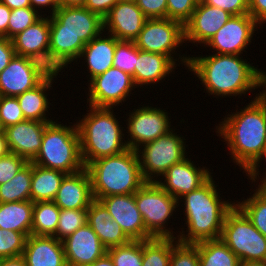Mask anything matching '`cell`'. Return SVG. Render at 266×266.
Masks as SVG:
<instances>
[{"label": "cell", "mask_w": 266, "mask_h": 266, "mask_svg": "<svg viewBox=\"0 0 266 266\" xmlns=\"http://www.w3.org/2000/svg\"><path fill=\"white\" fill-rule=\"evenodd\" d=\"M34 203L31 200L0 203V228L31 234Z\"/></svg>", "instance_id": "29"}, {"label": "cell", "mask_w": 266, "mask_h": 266, "mask_svg": "<svg viewBox=\"0 0 266 266\" xmlns=\"http://www.w3.org/2000/svg\"><path fill=\"white\" fill-rule=\"evenodd\" d=\"M99 201L131 240L146 241L153 238L145 229L142 215L135 201V193L106 196Z\"/></svg>", "instance_id": "16"}, {"label": "cell", "mask_w": 266, "mask_h": 266, "mask_svg": "<svg viewBox=\"0 0 266 266\" xmlns=\"http://www.w3.org/2000/svg\"><path fill=\"white\" fill-rule=\"evenodd\" d=\"M170 266H199L198 247L172 238Z\"/></svg>", "instance_id": "41"}, {"label": "cell", "mask_w": 266, "mask_h": 266, "mask_svg": "<svg viewBox=\"0 0 266 266\" xmlns=\"http://www.w3.org/2000/svg\"><path fill=\"white\" fill-rule=\"evenodd\" d=\"M87 223V209H60L59 222L54 237L64 240Z\"/></svg>", "instance_id": "38"}, {"label": "cell", "mask_w": 266, "mask_h": 266, "mask_svg": "<svg viewBox=\"0 0 266 266\" xmlns=\"http://www.w3.org/2000/svg\"><path fill=\"white\" fill-rule=\"evenodd\" d=\"M50 19L43 15L34 24L12 38L16 55L24 56L49 48Z\"/></svg>", "instance_id": "28"}, {"label": "cell", "mask_w": 266, "mask_h": 266, "mask_svg": "<svg viewBox=\"0 0 266 266\" xmlns=\"http://www.w3.org/2000/svg\"><path fill=\"white\" fill-rule=\"evenodd\" d=\"M11 9L0 2V37L7 38L8 23Z\"/></svg>", "instance_id": "53"}, {"label": "cell", "mask_w": 266, "mask_h": 266, "mask_svg": "<svg viewBox=\"0 0 266 266\" xmlns=\"http://www.w3.org/2000/svg\"><path fill=\"white\" fill-rule=\"evenodd\" d=\"M32 162H28L8 182L0 185V203L31 200Z\"/></svg>", "instance_id": "34"}, {"label": "cell", "mask_w": 266, "mask_h": 266, "mask_svg": "<svg viewBox=\"0 0 266 266\" xmlns=\"http://www.w3.org/2000/svg\"><path fill=\"white\" fill-rule=\"evenodd\" d=\"M194 56L189 57L187 70L201 81L204 93L213 95V98L238 96V99L255 89L266 90V71L253 66L254 63L242 55L212 53Z\"/></svg>", "instance_id": "1"}, {"label": "cell", "mask_w": 266, "mask_h": 266, "mask_svg": "<svg viewBox=\"0 0 266 266\" xmlns=\"http://www.w3.org/2000/svg\"><path fill=\"white\" fill-rule=\"evenodd\" d=\"M9 148L7 145L6 137L4 131L0 132V157L8 154Z\"/></svg>", "instance_id": "58"}, {"label": "cell", "mask_w": 266, "mask_h": 266, "mask_svg": "<svg viewBox=\"0 0 266 266\" xmlns=\"http://www.w3.org/2000/svg\"><path fill=\"white\" fill-rule=\"evenodd\" d=\"M260 25L250 14L232 15L231 18L203 46L214 54L242 55L257 36Z\"/></svg>", "instance_id": "14"}, {"label": "cell", "mask_w": 266, "mask_h": 266, "mask_svg": "<svg viewBox=\"0 0 266 266\" xmlns=\"http://www.w3.org/2000/svg\"><path fill=\"white\" fill-rule=\"evenodd\" d=\"M87 266H114V263L108 253L97 259L94 263Z\"/></svg>", "instance_id": "57"}, {"label": "cell", "mask_w": 266, "mask_h": 266, "mask_svg": "<svg viewBox=\"0 0 266 266\" xmlns=\"http://www.w3.org/2000/svg\"><path fill=\"white\" fill-rule=\"evenodd\" d=\"M49 123L24 120L4 128L9 151L32 162L41 148L44 130Z\"/></svg>", "instance_id": "20"}, {"label": "cell", "mask_w": 266, "mask_h": 266, "mask_svg": "<svg viewBox=\"0 0 266 266\" xmlns=\"http://www.w3.org/2000/svg\"><path fill=\"white\" fill-rule=\"evenodd\" d=\"M213 175L198 189L184 194L178 199V210L185 217L182 231H176L177 240L181 243L196 244L205 240L220 239L225 216L235 205V200H223L215 185ZM231 200V201H229ZM183 203V204H181ZM181 204V207H180ZM183 207V208H182ZM186 229V230H185Z\"/></svg>", "instance_id": "3"}, {"label": "cell", "mask_w": 266, "mask_h": 266, "mask_svg": "<svg viewBox=\"0 0 266 266\" xmlns=\"http://www.w3.org/2000/svg\"><path fill=\"white\" fill-rule=\"evenodd\" d=\"M253 99V100H252ZM250 103L229 113L215 126L216 135L228 148L232 163L243 172L266 146V90L256 93Z\"/></svg>", "instance_id": "2"}, {"label": "cell", "mask_w": 266, "mask_h": 266, "mask_svg": "<svg viewBox=\"0 0 266 266\" xmlns=\"http://www.w3.org/2000/svg\"><path fill=\"white\" fill-rule=\"evenodd\" d=\"M26 238L21 232L0 228V259L22 256Z\"/></svg>", "instance_id": "40"}, {"label": "cell", "mask_w": 266, "mask_h": 266, "mask_svg": "<svg viewBox=\"0 0 266 266\" xmlns=\"http://www.w3.org/2000/svg\"><path fill=\"white\" fill-rule=\"evenodd\" d=\"M0 266H27L23 256L0 259Z\"/></svg>", "instance_id": "54"}, {"label": "cell", "mask_w": 266, "mask_h": 266, "mask_svg": "<svg viewBox=\"0 0 266 266\" xmlns=\"http://www.w3.org/2000/svg\"><path fill=\"white\" fill-rule=\"evenodd\" d=\"M199 252V266H239L240 260L221 240H205L195 244Z\"/></svg>", "instance_id": "32"}, {"label": "cell", "mask_w": 266, "mask_h": 266, "mask_svg": "<svg viewBox=\"0 0 266 266\" xmlns=\"http://www.w3.org/2000/svg\"><path fill=\"white\" fill-rule=\"evenodd\" d=\"M239 266H266V261H241Z\"/></svg>", "instance_id": "59"}, {"label": "cell", "mask_w": 266, "mask_h": 266, "mask_svg": "<svg viewBox=\"0 0 266 266\" xmlns=\"http://www.w3.org/2000/svg\"><path fill=\"white\" fill-rule=\"evenodd\" d=\"M145 105L138 104L137 109L129 110L130 112L125 114L127 119L123 120L127 121L125 128L128 129L126 131L128 134L127 140L125 141L128 148L135 151L144 144L167 134L174 128V126H171L170 121L172 117L171 115L168 116L170 113L166 112L165 109L151 106V104L149 106V103L147 106Z\"/></svg>", "instance_id": "12"}, {"label": "cell", "mask_w": 266, "mask_h": 266, "mask_svg": "<svg viewBox=\"0 0 266 266\" xmlns=\"http://www.w3.org/2000/svg\"><path fill=\"white\" fill-rule=\"evenodd\" d=\"M202 3L221 8L231 15H244L249 11V0H200Z\"/></svg>", "instance_id": "47"}, {"label": "cell", "mask_w": 266, "mask_h": 266, "mask_svg": "<svg viewBox=\"0 0 266 266\" xmlns=\"http://www.w3.org/2000/svg\"><path fill=\"white\" fill-rule=\"evenodd\" d=\"M28 162L15 153L0 157V185L10 181Z\"/></svg>", "instance_id": "45"}, {"label": "cell", "mask_w": 266, "mask_h": 266, "mask_svg": "<svg viewBox=\"0 0 266 266\" xmlns=\"http://www.w3.org/2000/svg\"><path fill=\"white\" fill-rule=\"evenodd\" d=\"M86 0H57V5L61 7H84Z\"/></svg>", "instance_id": "56"}, {"label": "cell", "mask_w": 266, "mask_h": 266, "mask_svg": "<svg viewBox=\"0 0 266 266\" xmlns=\"http://www.w3.org/2000/svg\"><path fill=\"white\" fill-rule=\"evenodd\" d=\"M22 256L27 266H67L63 242L54 236L30 234Z\"/></svg>", "instance_id": "24"}, {"label": "cell", "mask_w": 266, "mask_h": 266, "mask_svg": "<svg viewBox=\"0 0 266 266\" xmlns=\"http://www.w3.org/2000/svg\"><path fill=\"white\" fill-rule=\"evenodd\" d=\"M94 200L91 179L84 168L64 176L53 202L60 209H88Z\"/></svg>", "instance_id": "22"}, {"label": "cell", "mask_w": 266, "mask_h": 266, "mask_svg": "<svg viewBox=\"0 0 266 266\" xmlns=\"http://www.w3.org/2000/svg\"><path fill=\"white\" fill-rule=\"evenodd\" d=\"M250 190L252 193L254 192L253 195L250 192L251 195L247 196V199L242 197L243 199L236 200L235 204L250 219L254 227L266 237V194L258 188Z\"/></svg>", "instance_id": "35"}, {"label": "cell", "mask_w": 266, "mask_h": 266, "mask_svg": "<svg viewBox=\"0 0 266 266\" xmlns=\"http://www.w3.org/2000/svg\"><path fill=\"white\" fill-rule=\"evenodd\" d=\"M147 19L166 18L167 0H135Z\"/></svg>", "instance_id": "46"}, {"label": "cell", "mask_w": 266, "mask_h": 266, "mask_svg": "<svg viewBox=\"0 0 266 266\" xmlns=\"http://www.w3.org/2000/svg\"><path fill=\"white\" fill-rule=\"evenodd\" d=\"M195 163L187 157L173 164L156 182L178 200L184 194L198 189L213 174L214 170L202 165L197 167Z\"/></svg>", "instance_id": "15"}, {"label": "cell", "mask_w": 266, "mask_h": 266, "mask_svg": "<svg viewBox=\"0 0 266 266\" xmlns=\"http://www.w3.org/2000/svg\"><path fill=\"white\" fill-rule=\"evenodd\" d=\"M220 239L240 261H266V237L236 204L225 216Z\"/></svg>", "instance_id": "9"}, {"label": "cell", "mask_w": 266, "mask_h": 266, "mask_svg": "<svg viewBox=\"0 0 266 266\" xmlns=\"http://www.w3.org/2000/svg\"><path fill=\"white\" fill-rule=\"evenodd\" d=\"M83 118L76 117L80 137V151L84 166L103 157H109L128 149L125 126L114 108L88 105ZM89 112V113H88ZM117 117V118H116ZM124 128V129H123Z\"/></svg>", "instance_id": "5"}, {"label": "cell", "mask_w": 266, "mask_h": 266, "mask_svg": "<svg viewBox=\"0 0 266 266\" xmlns=\"http://www.w3.org/2000/svg\"><path fill=\"white\" fill-rule=\"evenodd\" d=\"M133 42L139 50L166 55L178 67L180 64L185 69L188 67L190 55L177 53L180 46L185 44L184 26L178 21L169 18L147 19Z\"/></svg>", "instance_id": "11"}, {"label": "cell", "mask_w": 266, "mask_h": 266, "mask_svg": "<svg viewBox=\"0 0 266 266\" xmlns=\"http://www.w3.org/2000/svg\"><path fill=\"white\" fill-rule=\"evenodd\" d=\"M147 18L135 1L119 0L103 19V29L119 41H134Z\"/></svg>", "instance_id": "17"}, {"label": "cell", "mask_w": 266, "mask_h": 266, "mask_svg": "<svg viewBox=\"0 0 266 266\" xmlns=\"http://www.w3.org/2000/svg\"><path fill=\"white\" fill-rule=\"evenodd\" d=\"M117 41L116 37L103 30L98 36L85 44L77 61L84 60V62H81L84 63L82 66L86 63L85 67L88 69L86 70L88 72L86 77L89 78L87 83L113 66Z\"/></svg>", "instance_id": "23"}, {"label": "cell", "mask_w": 266, "mask_h": 266, "mask_svg": "<svg viewBox=\"0 0 266 266\" xmlns=\"http://www.w3.org/2000/svg\"><path fill=\"white\" fill-rule=\"evenodd\" d=\"M53 82L41 81L33 89L27 90L21 95L17 96L19 106L25 117V120L53 122L51 116L48 114L54 104H51L49 99V91L53 90ZM50 100V101H49ZM50 105L52 106L50 108ZM50 116V118L48 116Z\"/></svg>", "instance_id": "27"}, {"label": "cell", "mask_w": 266, "mask_h": 266, "mask_svg": "<svg viewBox=\"0 0 266 266\" xmlns=\"http://www.w3.org/2000/svg\"><path fill=\"white\" fill-rule=\"evenodd\" d=\"M0 2L8 6L11 10L31 7L30 0H0Z\"/></svg>", "instance_id": "55"}, {"label": "cell", "mask_w": 266, "mask_h": 266, "mask_svg": "<svg viewBox=\"0 0 266 266\" xmlns=\"http://www.w3.org/2000/svg\"><path fill=\"white\" fill-rule=\"evenodd\" d=\"M231 14L221 8L201 1L184 25V42L202 47L231 18ZM196 43V44H195Z\"/></svg>", "instance_id": "18"}, {"label": "cell", "mask_w": 266, "mask_h": 266, "mask_svg": "<svg viewBox=\"0 0 266 266\" xmlns=\"http://www.w3.org/2000/svg\"><path fill=\"white\" fill-rule=\"evenodd\" d=\"M87 223L106 249L124 245L131 241L121 226L111 218L108 210L99 200H94L89 205Z\"/></svg>", "instance_id": "26"}, {"label": "cell", "mask_w": 266, "mask_h": 266, "mask_svg": "<svg viewBox=\"0 0 266 266\" xmlns=\"http://www.w3.org/2000/svg\"><path fill=\"white\" fill-rule=\"evenodd\" d=\"M177 65L166 55L139 50L136 47V64L131 75L136 88L164 82L171 74H175ZM145 86V87H144Z\"/></svg>", "instance_id": "21"}, {"label": "cell", "mask_w": 266, "mask_h": 266, "mask_svg": "<svg viewBox=\"0 0 266 266\" xmlns=\"http://www.w3.org/2000/svg\"><path fill=\"white\" fill-rule=\"evenodd\" d=\"M25 120L17 97L0 95V125L2 129Z\"/></svg>", "instance_id": "43"}, {"label": "cell", "mask_w": 266, "mask_h": 266, "mask_svg": "<svg viewBox=\"0 0 266 266\" xmlns=\"http://www.w3.org/2000/svg\"><path fill=\"white\" fill-rule=\"evenodd\" d=\"M49 19V48L67 67L80 64L77 59L85 44L104 30L103 19L86 7L58 6Z\"/></svg>", "instance_id": "4"}, {"label": "cell", "mask_w": 266, "mask_h": 266, "mask_svg": "<svg viewBox=\"0 0 266 266\" xmlns=\"http://www.w3.org/2000/svg\"><path fill=\"white\" fill-rule=\"evenodd\" d=\"M67 266H87L107 253L88 223L62 240Z\"/></svg>", "instance_id": "19"}, {"label": "cell", "mask_w": 266, "mask_h": 266, "mask_svg": "<svg viewBox=\"0 0 266 266\" xmlns=\"http://www.w3.org/2000/svg\"><path fill=\"white\" fill-rule=\"evenodd\" d=\"M114 266H142V240H131L129 243L107 249Z\"/></svg>", "instance_id": "37"}, {"label": "cell", "mask_w": 266, "mask_h": 266, "mask_svg": "<svg viewBox=\"0 0 266 266\" xmlns=\"http://www.w3.org/2000/svg\"><path fill=\"white\" fill-rule=\"evenodd\" d=\"M175 127L156 140L138 148L142 177L145 181H157L173 164L188 156L186 139ZM178 133V134H177Z\"/></svg>", "instance_id": "10"}, {"label": "cell", "mask_w": 266, "mask_h": 266, "mask_svg": "<svg viewBox=\"0 0 266 266\" xmlns=\"http://www.w3.org/2000/svg\"><path fill=\"white\" fill-rule=\"evenodd\" d=\"M32 71L42 80L55 82L58 74L68 70V67L51 48H44L26 56ZM61 72V73H60Z\"/></svg>", "instance_id": "31"}, {"label": "cell", "mask_w": 266, "mask_h": 266, "mask_svg": "<svg viewBox=\"0 0 266 266\" xmlns=\"http://www.w3.org/2000/svg\"><path fill=\"white\" fill-rule=\"evenodd\" d=\"M16 55L12 39L0 37V72H2Z\"/></svg>", "instance_id": "49"}, {"label": "cell", "mask_w": 266, "mask_h": 266, "mask_svg": "<svg viewBox=\"0 0 266 266\" xmlns=\"http://www.w3.org/2000/svg\"><path fill=\"white\" fill-rule=\"evenodd\" d=\"M41 81L28 65L26 57L15 55L8 66L0 72V95L17 97L33 89Z\"/></svg>", "instance_id": "25"}, {"label": "cell", "mask_w": 266, "mask_h": 266, "mask_svg": "<svg viewBox=\"0 0 266 266\" xmlns=\"http://www.w3.org/2000/svg\"><path fill=\"white\" fill-rule=\"evenodd\" d=\"M66 173L32 163L31 201H53Z\"/></svg>", "instance_id": "30"}, {"label": "cell", "mask_w": 266, "mask_h": 266, "mask_svg": "<svg viewBox=\"0 0 266 266\" xmlns=\"http://www.w3.org/2000/svg\"><path fill=\"white\" fill-rule=\"evenodd\" d=\"M71 123V124H70ZM64 125L58 119L44 130L41 148L32 161L44 168L72 174L85 168L80 151V137L75 121Z\"/></svg>", "instance_id": "7"}, {"label": "cell", "mask_w": 266, "mask_h": 266, "mask_svg": "<svg viewBox=\"0 0 266 266\" xmlns=\"http://www.w3.org/2000/svg\"><path fill=\"white\" fill-rule=\"evenodd\" d=\"M248 14L260 25L266 23V0H249Z\"/></svg>", "instance_id": "51"}, {"label": "cell", "mask_w": 266, "mask_h": 266, "mask_svg": "<svg viewBox=\"0 0 266 266\" xmlns=\"http://www.w3.org/2000/svg\"><path fill=\"white\" fill-rule=\"evenodd\" d=\"M43 15L32 7H24L11 10L7 38L12 39L18 33L38 21Z\"/></svg>", "instance_id": "39"}, {"label": "cell", "mask_w": 266, "mask_h": 266, "mask_svg": "<svg viewBox=\"0 0 266 266\" xmlns=\"http://www.w3.org/2000/svg\"><path fill=\"white\" fill-rule=\"evenodd\" d=\"M30 2L31 7L37 10L41 15H47L46 13L48 12V10V16L53 15L56 9L58 8L57 0H30Z\"/></svg>", "instance_id": "52"}, {"label": "cell", "mask_w": 266, "mask_h": 266, "mask_svg": "<svg viewBox=\"0 0 266 266\" xmlns=\"http://www.w3.org/2000/svg\"><path fill=\"white\" fill-rule=\"evenodd\" d=\"M86 88L87 103L94 107L119 108L136 90L132 76L114 66L96 76Z\"/></svg>", "instance_id": "13"}, {"label": "cell", "mask_w": 266, "mask_h": 266, "mask_svg": "<svg viewBox=\"0 0 266 266\" xmlns=\"http://www.w3.org/2000/svg\"><path fill=\"white\" fill-rule=\"evenodd\" d=\"M142 266H170L172 238L142 241Z\"/></svg>", "instance_id": "36"}, {"label": "cell", "mask_w": 266, "mask_h": 266, "mask_svg": "<svg viewBox=\"0 0 266 266\" xmlns=\"http://www.w3.org/2000/svg\"><path fill=\"white\" fill-rule=\"evenodd\" d=\"M136 64V46L132 41H117L113 57V66L129 73H134Z\"/></svg>", "instance_id": "42"}, {"label": "cell", "mask_w": 266, "mask_h": 266, "mask_svg": "<svg viewBox=\"0 0 266 266\" xmlns=\"http://www.w3.org/2000/svg\"><path fill=\"white\" fill-rule=\"evenodd\" d=\"M60 208L53 201L34 202L31 234L54 236L59 222Z\"/></svg>", "instance_id": "33"}, {"label": "cell", "mask_w": 266, "mask_h": 266, "mask_svg": "<svg viewBox=\"0 0 266 266\" xmlns=\"http://www.w3.org/2000/svg\"><path fill=\"white\" fill-rule=\"evenodd\" d=\"M255 187L266 194V176L258 183V185H255Z\"/></svg>", "instance_id": "60"}, {"label": "cell", "mask_w": 266, "mask_h": 266, "mask_svg": "<svg viewBox=\"0 0 266 266\" xmlns=\"http://www.w3.org/2000/svg\"><path fill=\"white\" fill-rule=\"evenodd\" d=\"M118 1L119 0H86L84 7L104 19Z\"/></svg>", "instance_id": "50"}, {"label": "cell", "mask_w": 266, "mask_h": 266, "mask_svg": "<svg viewBox=\"0 0 266 266\" xmlns=\"http://www.w3.org/2000/svg\"><path fill=\"white\" fill-rule=\"evenodd\" d=\"M91 179L95 200L112 195L135 193L146 181L143 179L137 151L99 158L85 166Z\"/></svg>", "instance_id": "6"}, {"label": "cell", "mask_w": 266, "mask_h": 266, "mask_svg": "<svg viewBox=\"0 0 266 266\" xmlns=\"http://www.w3.org/2000/svg\"><path fill=\"white\" fill-rule=\"evenodd\" d=\"M264 160V163L266 162V146L263 149V151L261 152V154L256 158V160L242 173H245L246 176L248 177L247 179L250 181H248L249 183L253 184L251 185L252 187H255V183L256 185L258 184L259 180L261 181L265 176H266V171L263 172L261 175L260 172H262V170L264 171V169L266 170V168L264 167V169H261L260 165H262L261 163H263L262 161ZM260 168V169H259ZM261 170V171H260ZM260 174V176H259Z\"/></svg>", "instance_id": "48"}, {"label": "cell", "mask_w": 266, "mask_h": 266, "mask_svg": "<svg viewBox=\"0 0 266 266\" xmlns=\"http://www.w3.org/2000/svg\"><path fill=\"white\" fill-rule=\"evenodd\" d=\"M199 2L200 0H167L166 18L178 21L184 26Z\"/></svg>", "instance_id": "44"}, {"label": "cell", "mask_w": 266, "mask_h": 266, "mask_svg": "<svg viewBox=\"0 0 266 266\" xmlns=\"http://www.w3.org/2000/svg\"><path fill=\"white\" fill-rule=\"evenodd\" d=\"M135 201L142 215L146 231L153 238H174V228L168 223L178 210V200L165 191L157 182L146 181L136 192Z\"/></svg>", "instance_id": "8"}]
</instances>
